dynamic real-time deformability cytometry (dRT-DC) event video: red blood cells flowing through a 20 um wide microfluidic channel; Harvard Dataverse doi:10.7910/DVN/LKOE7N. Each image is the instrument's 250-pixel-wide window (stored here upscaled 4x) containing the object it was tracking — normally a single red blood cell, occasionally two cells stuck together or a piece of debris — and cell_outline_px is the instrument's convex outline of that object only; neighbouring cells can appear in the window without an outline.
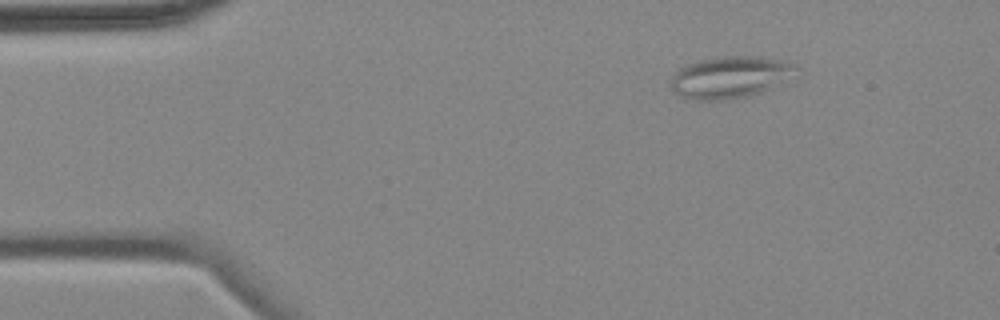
{"species": "common noctule bat (a hibernating species)", "species_latin": "Nyctalus noctula", "temperature_condition": "cold", "stored_images_in_passage": 4, "camera_frame_rate_fps": 3000, "um_per_image_px": 0.085, "animal": {"sex": "female", "body_mass_g": 18.4}, "frame": {"image": 1, "passage_image": 2, "time_ms": 2.0, "image_size_px": [1000, 320], "cell_outline_px": [[796, 68], [768, 88], [760, 92], [748, 96], [720, 100], [684, 100], [672, 88], [672, 76], [684, 64], [700, 60], [724, 56], [760, 56], [780, 60], [796, 64]], "centroid_in_image_um": [61.92, 6.56], "position_along_channel_um": 23.1, "area_um2": 29.71}}